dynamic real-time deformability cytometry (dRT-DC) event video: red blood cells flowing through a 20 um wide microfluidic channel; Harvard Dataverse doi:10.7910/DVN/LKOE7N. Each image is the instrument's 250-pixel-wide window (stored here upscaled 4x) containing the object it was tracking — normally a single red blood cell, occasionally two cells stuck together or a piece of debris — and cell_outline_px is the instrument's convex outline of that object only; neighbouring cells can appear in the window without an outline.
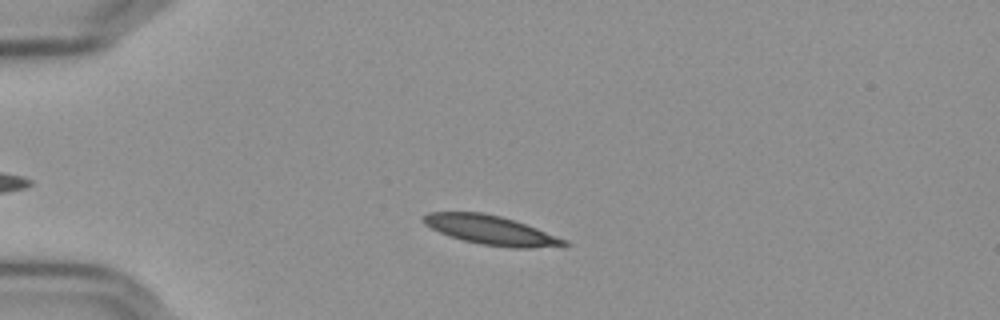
{"species": "Egyptian fruit bat (a non-hibernating species)", "species_latin": "Rousettus aegyptiacus", "temperature_condition": "cold", "stored_images_in_passage": 40, "camera_frame_rate_fps": 3000, "um_per_image_px": 0.085, "frame": {"image": 1, "passage_image": 6, "time_ms": 1.667, "image_size_px": [1000, 320], "cell_outline_px": [[568, 244], [532, 248], [508, 248], [480, 244], [448, 236], [424, 224], [424, 216], [428, 212], [484, 212], [500, 216], [536, 228], [568, 240]], "centroid_in_image_um": [41.7, 19.56], "position_along_channel_um": 43.3, "area_um2": 23.58}}
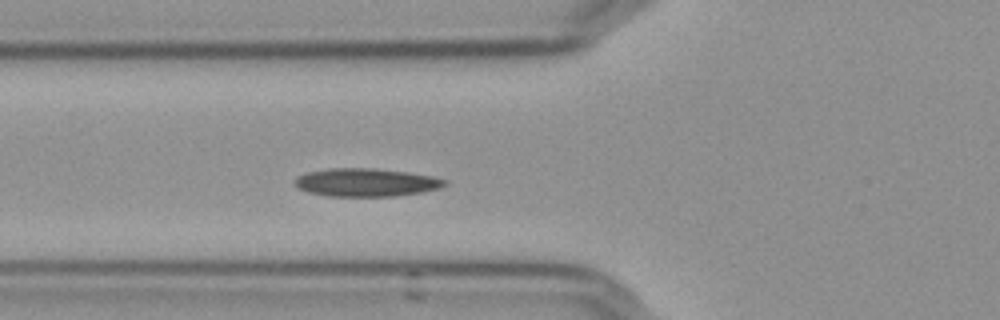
{"frame": {"image": 2, "passage_image": 13, "time_ms": 4.0, "image_size_px": [1000, 320], "cell_outline_px": [[448, 184], [440, 188], [420, 192], [396, 196], [328, 196], [308, 192], [300, 188], [292, 180], [296, 176], [308, 172], [332, 168], [372, 168], [408, 172], [432, 176], [448, 180]], "centroid_in_image_um": [31.13, 15.5], "position_along_channel_um": 94.7, "area_um2": 24.57}}
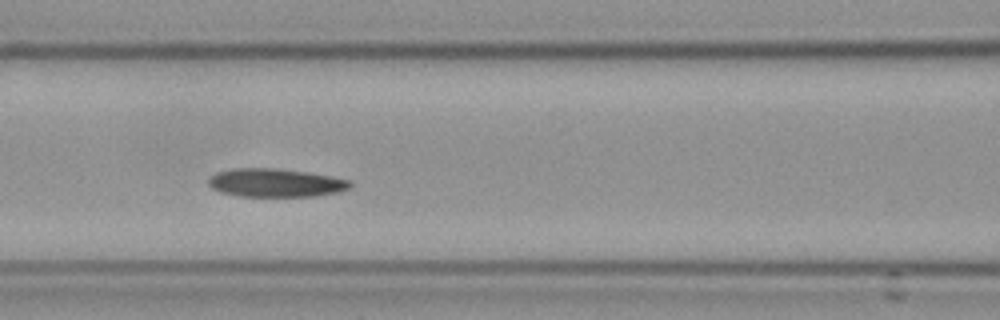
{"frame": {"image": 3, "passage_image": 17, "time_ms": 5.333, "image_size_px": [1000, 320], "cell_outline_px": [[352, 184], [348, 188], [336, 192], [316, 196], [240, 196], [220, 192], [212, 188], [208, 184], [208, 180], [216, 172], [232, 168], [276, 168], [308, 172], [332, 176], [352, 180]], "centroid_in_image_um": [23.42, 15.53], "position_along_channel_um": 143.2, "area_um2": 23.47}, "authors_computed_cell_mechanics": {"area_um2": 23.7847, "velocity_mm_per_s": 3.5892, "shape_relaxation_time_tau1_ms": 8.7378, "shape_relaxation_time_tau2_ms": 9.1212, "deformation_change_tau1": 0.1262, "deformation_change_tau2": 0.1641}}